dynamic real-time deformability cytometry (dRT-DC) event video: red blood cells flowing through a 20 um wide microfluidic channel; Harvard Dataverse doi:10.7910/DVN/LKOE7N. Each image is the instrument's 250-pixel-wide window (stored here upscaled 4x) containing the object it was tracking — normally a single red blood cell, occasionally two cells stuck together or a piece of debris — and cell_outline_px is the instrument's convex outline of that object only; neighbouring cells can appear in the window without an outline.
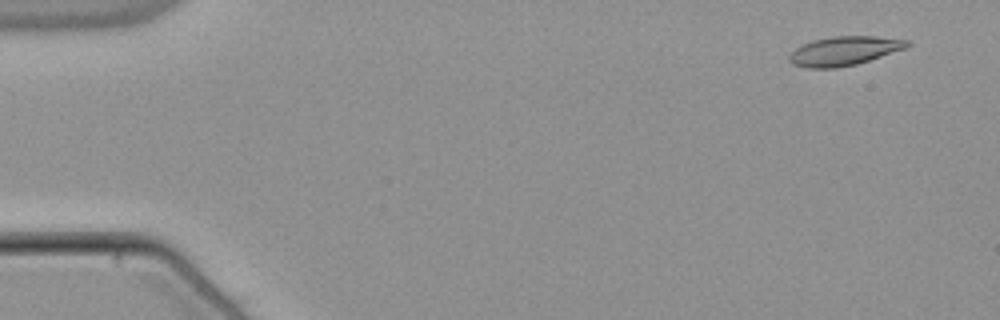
{"species": "common noctule bat (a hibernating species)", "species_latin": "Nyctalus noctula", "temperature_condition": "warm", "stored_images_in_passage": 50, "camera_frame_rate_fps": 3000, "um_per_image_px": 0.085, "animal": {"sex": "male", "body_mass_g": 21.5, "forearm_length_mm": 52.0}, "frame": {"image": 1, "passage_image": 4, "time_ms": 1.0, "image_size_px": [1000, 320], "cell_outline_px": [[908, 44], [904, 48], [856, 64], [836, 68], [808, 68], [792, 64], [788, 60], [788, 56], [796, 48], [812, 40], [832, 36], [876, 36], [908, 40]], "centroid_in_image_um": [71.69, 4.33], "position_along_channel_um": 13.3, "area_um2": 19.65}}
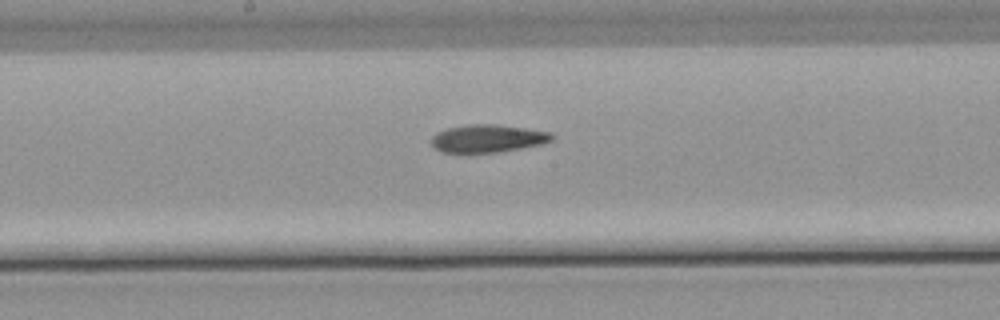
{"frame": {"image": 2, "passage_image": 29, "time_ms": 9.333, "image_size_px": [1000, 320], "cell_outline_px": [[556, 136], [552, 140], [540, 144], [520, 148], [496, 152], [440, 152], [432, 144], [432, 136], [436, 132], [448, 128], [468, 124], [492, 124], [524, 128], [552, 132]], "centroid_in_image_um": [41.46, 11.76], "position_along_channel_um": 206.7, "area_um2": 19.31}}
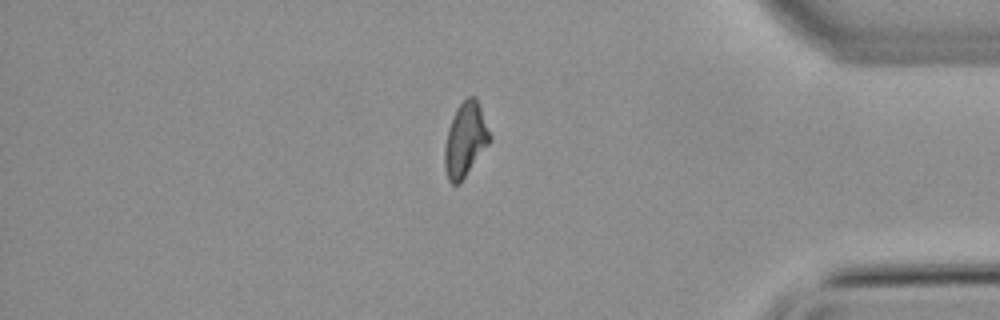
{"frame": {"image": 3, "passage_image": 46, "time_ms": 15.0, "image_size_px": [1000, 320], "cell_outline_px": [[492, 140], [460, 184], [452, 184], [448, 180], [444, 168], [444, 148], [448, 128], [452, 116], [456, 108], [468, 96], [476, 96], [492, 136]], "centroid_in_image_um": [39.56, 11.88], "position_along_channel_um": 395.6, "area_um2": 19.83}}